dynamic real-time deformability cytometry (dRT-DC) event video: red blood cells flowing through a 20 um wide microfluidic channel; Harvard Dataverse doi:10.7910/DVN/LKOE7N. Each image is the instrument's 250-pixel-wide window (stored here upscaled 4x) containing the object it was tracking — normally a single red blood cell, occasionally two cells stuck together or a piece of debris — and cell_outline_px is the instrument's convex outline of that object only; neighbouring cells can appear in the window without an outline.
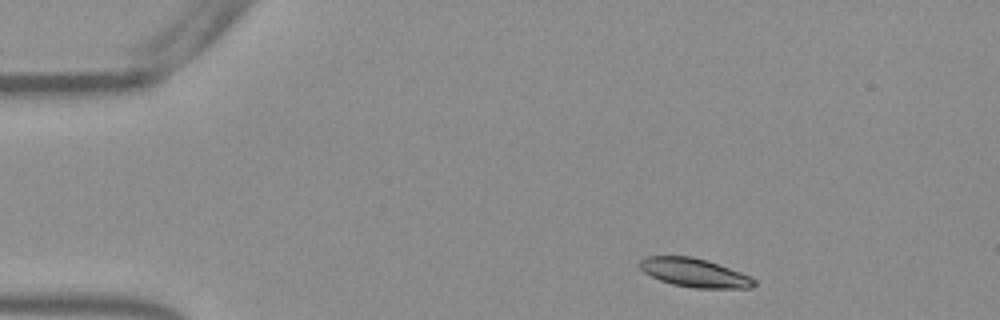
{"species": "Egyptian fruit bat (a non-hibernating species)", "species_latin": "Rousettus aegyptiacus", "temperature_condition": "warm", "stored_images_in_passage": 48, "camera_frame_rate_fps": 3000, "um_per_image_px": 0.085, "frame": {"image": 1, "passage_image": 3, "time_ms": 0.667, "image_size_px": [1000, 320], "cell_outline_px": [[756, 284], [752, 288], [692, 288], [672, 284], [660, 280], [644, 272], [636, 264], [640, 260], [648, 256], [692, 256], [708, 260], [740, 272], [756, 280]], "centroid_in_image_um": [59.01, 23.18], "position_along_channel_um": 26.0, "area_um2": 19.19}}
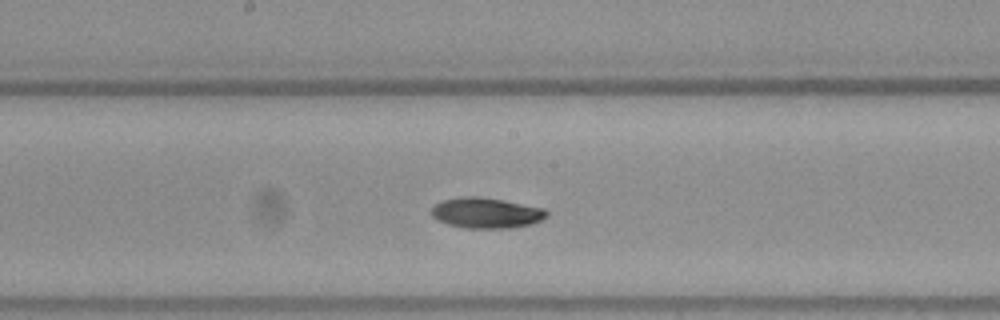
{"frame": {"image": 2, "passage_image": 23, "time_ms": 7.333, "image_size_px": [1000, 320], "cell_outline_px": [[548, 216], [532, 224], [508, 228], [464, 228], [448, 224], [432, 216], [432, 208], [440, 200], [464, 196], [480, 196], [504, 200], [544, 208], [548, 212]], "centroid_in_image_um": [41.34, 18.09], "position_along_channel_um": 206.9, "area_um2": 20.52}}
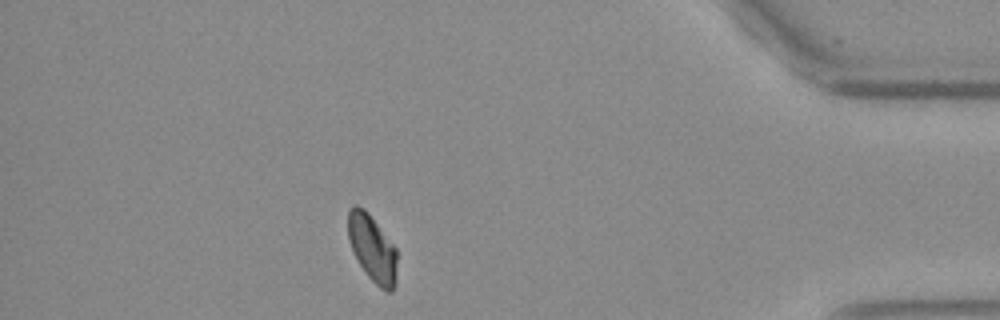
{"frame": {"image": 3, "passage_image": 42, "time_ms": 13.667, "image_size_px": [1000, 320], "cell_outline_px": [[396, 284], [392, 292], [388, 292], [380, 288], [368, 276], [360, 264], [348, 240], [348, 212], [356, 204], [364, 208], [368, 212], [396, 248]], "centroid_in_image_um": [31.66, 21.12], "position_along_channel_um": 403.5, "area_um2": 18.9}, "authors_computed_cell_mechanics": {"area_um2": 19.7098, "velocity_mm_per_s": 3.7955, "shape_relaxation_time_tau1_ms": 3.1224, "shape_relaxation_time_tau2_ms": 8.5114, "deformation_change_tau1": 0.1373, "deformation_change_tau2": 0.0913}}